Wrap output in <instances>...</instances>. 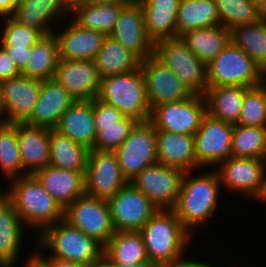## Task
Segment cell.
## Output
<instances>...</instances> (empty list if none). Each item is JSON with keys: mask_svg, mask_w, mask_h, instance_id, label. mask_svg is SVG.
<instances>
[{"mask_svg": "<svg viewBox=\"0 0 266 267\" xmlns=\"http://www.w3.org/2000/svg\"><path fill=\"white\" fill-rule=\"evenodd\" d=\"M125 5L85 3L77 7L72 18L83 28L96 30L110 35Z\"/></svg>", "mask_w": 266, "mask_h": 267, "instance_id": "36", "label": "cell"}, {"mask_svg": "<svg viewBox=\"0 0 266 267\" xmlns=\"http://www.w3.org/2000/svg\"><path fill=\"white\" fill-rule=\"evenodd\" d=\"M137 122L131 117L124 116L116 124L95 125L97 136L92 150L115 151L130 135Z\"/></svg>", "mask_w": 266, "mask_h": 267, "instance_id": "42", "label": "cell"}, {"mask_svg": "<svg viewBox=\"0 0 266 267\" xmlns=\"http://www.w3.org/2000/svg\"><path fill=\"white\" fill-rule=\"evenodd\" d=\"M220 25L215 0H180L176 19L177 37L191 30Z\"/></svg>", "mask_w": 266, "mask_h": 267, "instance_id": "32", "label": "cell"}, {"mask_svg": "<svg viewBox=\"0 0 266 267\" xmlns=\"http://www.w3.org/2000/svg\"><path fill=\"white\" fill-rule=\"evenodd\" d=\"M42 250V252H41ZM39 249L33 252V258L42 266V267H87L76 263H71L69 261L60 260L58 258H52L45 256L43 253L44 249ZM42 253V254H41Z\"/></svg>", "mask_w": 266, "mask_h": 267, "instance_id": "47", "label": "cell"}, {"mask_svg": "<svg viewBox=\"0 0 266 267\" xmlns=\"http://www.w3.org/2000/svg\"><path fill=\"white\" fill-rule=\"evenodd\" d=\"M158 163L192 173L202 167L196 162L194 135L156 130Z\"/></svg>", "mask_w": 266, "mask_h": 267, "instance_id": "25", "label": "cell"}, {"mask_svg": "<svg viewBox=\"0 0 266 267\" xmlns=\"http://www.w3.org/2000/svg\"><path fill=\"white\" fill-rule=\"evenodd\" d=\"M67 22L66 28H62L61 25L60 33L54 32L58 43L59 59L94 60L107 35L100 31L83 28L72 18Z\"/></svg>", "mask_w": 266, "mask_h": 267, "instance_id": "20", "label": "cell"}, {"mask_svg": "<svg viewBox=\"0 0 266 267\" xmlns=\"http://www.w3.org/2000/svg\"><path fill=\"white\" fill-rule=\"evenodd\" d=\"M231 152L234 157L266 159V127L235 124Z\"/></svg>", "mask_w": 266, "mask_h": 267, "instance_id": "38", "label": "cell"}, {"mask_svg": "<svg viewBox=\"0 0 266 267\" xmlns=\"http://www.w3.org/2000/svg\"><path fill=\"white\" fill-rule=\"evenodd\" d=\"M54 79L75 101L95 99L101 83L94 60L59 59Z\"/></svg>", "mask_w": 266, "mask_h": 267, "instance_id": "18", "label": "cell"}, {"mask_svg": "<svg viewBox=\"0 0 266 267\" xmlns=\"http://www.w3.org/2000/svg\"><path fill=\"white\" fill-rule=\"evenodd\" d=\"M110 36L140 60L153 55L154 44L147 35L144 14L138 1L122 9Z\"/></svg>", "mask_w": 266, "mask_h": 267, "instance_id": "19", "label": "cell"}, {"mask_svg": "<svg viewBox=\"0 0 266 267\" xmlns=\"http://www.w3.org/2000/svg\"><path fill=\"white\" fill-rule=\"evenodd\" d=\"M20 0H0V18L13 15Z\"/></svg>", "mask_w": 266, "mask_h": 267, "instance_id": "50", "label": "cell"}, {"mask_svg": "<svg viewBox=\"0 0 266 267\" xmlns=\"http://www.w3.org/2000/svg\"><path fill=\"white\" fill-rule=\"evenodd\" d=\"M49 165L58 169L85 172L89 150L56 130H50Z\"/></svg>", "mask_w": 266, "mask_h": 267, "instance_id": "34", "label": "cell"}, {"mask_svg": "<svg viewBox=\"0 0 266 267\" xmlns=\"http://www.w3.org/2000/svg\"><path fill=\"white\" fill-rule=\"evenodd\" d=\"M207 114L205 97L192 94L178 102L164 103L151 110L150 121L156 130L194 135Z\"/></svg>", "mask_w": 266, "mask_h": 267, "instance_id": "10", "label": "cell"}, {"mask_svg": "<svg viewBox=\"0 0 266 267\" xmlns=\"http://www.w3.org/2000/svg\"><path fill=\"white\" fill-rule=\"evenodd\" d=\"M58 62L57 38L54 33L45 35L32 46V54L21 74L42 81L54 79Z\"/></svg>", "mask_w": 266, "mask_h": 267, "instance_id": "33", "label": "cell"}, {"mask_svg": "<svg viewBox=\"0 0 266 267\" xmlns=\"http://www.w3.org/2000/svg\"><path fill=\"white\" fill-rule=\"evenodd\" d=\"M233 124L210 116L203 117L201 126L194 134L196 162L203 167H213L232 156Z\"/></svg>", "mask_w": 266, "mask_h": 267, "instance_id": "15", "label": "cell"}, {"mask_svg": "<svg viewBox=\"0 0 266 267\" xmlns=\"http://www.w3.org/2000/svg\"><path fill=\"white\" fill-rule=\"evenodd\" d=\"M237 125L266 127V81L245 93Z\"/></svg>", "mask_w": 266, "mask_h": 267, "instance_id": "41", "label": "cell"}, {"mask_svg": "<svg viewBox=\"0 0 266 267\" xmlns=\"http://www.w3.org/2000/svg\"><path fill=\"white\" fill-rule=\"evenodd\" d=\"M220 166V167H219ZM218 173L222 185L231 192L246 195L249 199H258L262 193L266 175V159L231 156L218 164Z\"/></svg>", "mask_w": 266, "mask_h": 267, "instance_id": "13", "label": "cell"}, {"mask_svg": "<svg viewBox=\"0 0 266 267\" xmlns=\"http://www.w3.org/2000/svg\"><path fill=\"white\" fill-rule=\"evenodd\" d=\"M3 30L0 38V46H13V47H32L43 36L40 30L30 28L22 25L10 17L1 18Z\"/></svg>", "mask_w": 266, "mask_h": 267, "instance_id": "43", "label": "cell"}, {"mask_svg": "<svg viewBox=\"0 0 266 267\" xmlns=\"http://www.w3.org/2000/svg\"><path fill=\"white\" fill-rule=\"evenodd\" d=\"M197 175L191 177V171L184 173L178 200L173 208L190 234L215 216L221 198L219 193L222 188L216 170Z\"/></svg>", "mask_w": 266, "mask_h": 267, "instance_id": "2", "label": "cell"}, {"mask_svg": "<svg viewBox=\"0 0 266 267\" xmlns=\"http://www.w3.org/2000/svg\"><path fill=\"white\" fill-rule=\"evenodd\" d=\"M206 71L208 87L243 86L254 88L266 81L263 70L231 41L206 66Z\"/></svg>", "mask_w": 266, "mask_h": 267, "instance_id": "6", "label": "cell"}, {"mask_svg": "<svg viewBox=\"0 0 266 267\" xmlns=\"http://www.w3.org/2000/svg\"><path fill=\"white\" fill-rule=\"evenodd\" d=\"M94 125L116 124L124 115L114 106L108 105L101 100L93 99Z\"/></svg>", "mask_w": 266, "mask_h": 267, "instance_id": "44", "label": "cell"}, {"mask_svg": "<svg viewBox=\"0 0 266 267\" xmlns=\"http://www.w3.org/2000/svg\"><path fill=\"white\" fill-rule=\"evenodd\" d=\"M88 267H154L150 262H141L131 265H122L113 263L104 254L97 260L93 261Z\"/></svg>", "mask_w": 266, "mask_h": 267, "instance_id": "49", "label": "cell"}, {"mask_svg": "<svg viewBox=\"0 0 266 267\" xmlns=\"http://www.w3.org/2000/svg\"><path fill=\"white\" fill-rule=\"evenodd\" d=\"M50 128L17 123L23 176L45 168L50 161Z\"/></svg>", "mask_w": 266, "mask_h": 267, "instance_id": "23", "label": "cell"}, {"mask_svg": "<svg viewBox=\"0 0 266 267\" xmlns=\"http://www.w3.org/2000/svg\"><path fill=\"white\" fill-rule=\"evenodd\" d=\"M150 263L156 267L185 255L191 234L173 209H159L139 230Z\"/></svg>", "mask_w": 266, "mask_h": 267, "instance_id": "3", "label": "cell"}, {"mask_svg": "<svg viewBox=\"0 0 266 267\" xmlns=\"http://www.w3.org/2000/svg\"><path fill=\"white\" fill-rule=\"evenodd\" d=\"M249 89L243 86L208 87L204 94L207 113L223 122L237 124L245 93Z\"/></svg>", "mask_w": 266, "mask_h": 267, "instance_id": "29", "label": "cell"}, {"mask_svg": "<svg viewBox=\"0 0 266 267\" xmlns=\"http://www.w3.org/2000/svg\"><path fill=\"white\" fill-rule=\"evenodd\" d=\"M33 175L63 210L85 194V172L63 170L48 165Z\"/></svg>", "mask_w": 266, "mask_h": 267, "instance_id": "24", "label": "cell"}, {"mask_svg": "<svg viewBox=\"0 0 266 267\" xmlns=\"http://www.w3.org/2000/svg\"><path fill=\"white\" fill-rule=\"evenodd\" d=\"M115 152L128 183L144 168L157 164L156 129L153 123L150 120L137 122Z\"/></svg>", "mask_w": 266, "mask_h": 267, "instance_id": "8", "label": "cell"}, {"mask_svg": "<svg viewBox=\"0 0 266 267\" xmlns=\"http://www.w3.org/2000/svg\"><path fill=\"white\" fill-rule=\"evenodd\" d=\"M127 184L115 151L89 150L85 194L108 200Z\"/></svg>", "mask_w": 266, "mask_h": 267, "instance_id": "14", "label": "cell"}, {"mask_svg": "<svg viewBox=\"0 0 266 267\" xmlns=\"http://www.w3.org/2000/svg\"><path fill=\"white\" fill-rule=\"evenodd\" d=\"M261 20L265 23L266 25V4L261 8Z\"/></svg>", "mask_w": 266, "mask_h": 267, "instance_id": "55", "label": "cell"}, {"mask_svg": "<svg viewBox=\"0 0 266 267\" xmlns=\"http://www.w3.org/2000/svg\"><path fill=\"white\" fill-rule=\"evenodd\" d=\"M104 255L115 264L150 262L139 231H116L104 246Z\"/></svg>", "mask_w": 266, "mask_h": 267, "instance_id": "35", "label": "cell"}, {"mask_svg": "<svg viewBox=\"0 0 266 267\" xmlns=\"http://www.w3.org/2000/svg\"><path fill=\"white\" fill-rule=\"evenodd\" d=\"M116 231H139L158 210L150 200L130 183L108 200Z\"/></svg>", "mask_w": 266, "mask_h": 267, "instance_id": "16", "label": "cell"}, {"mask_svg": "<svg viewBox=\"0 0 266 267\" xmlns=\"http://www.w3.org/2000/svg\"><path fill=\"white\" fill-rule=\"evenodd\" d=\"M258 200L266 202V175L264 179V186L261 195L259 196Z\"/></svg>", "mask_w": 266, "mask_h": 267, "instance_id": "54", "label": "cell"}, {"mask_svg": "<svg viewBox=\"0 0 266 267\" xmlns=\"http://www.w3.org/2000/svg\"><path fill=\"white\" fill-rule=\"evenodd\" d=\"M64 220L105 246L116 232L108 201L84 194L64 210Z\"/></svg>", "mask_w": 266, "mask_h": 267, "instance_id": "9", "label": "cell"}, {"mask_svg": "<svg viewBox=\"0 0 266 267\" xmlns=\"http://www.w3.org/2000/svg\"><path fill=\"white\" fill-rule=\"evenodd\" d=\"M255 3L260 9L266 4V0H251Z\"/></svg>", "mask_w": 266, "mask_h": 267, "instance_id": "56", "label": "cell"}, {"mask_svg": "<svg viewBox=\"0 0 266 267\" xmlns=\"http://www.w3.org/2000/svg\"><path fill=\"white\" fill-rule=\"evenodd\" d=\"M21 72L15 66L12 58L0 46V82L19 76Z\"/></svg>", "mask_w": 266, "mask_h": 267, "instance_id": "46", "label": "cell"}, {"mask_svg": "<svg viewBox=\"0 0 266 267\" xmlns=\"http://www.w3.org/2000/svg\"><path fill=\"white\" fill-rule=\"evenodd\" d=\"M96 98L138 122L150 120L151 107L141 67L102 78Z\"/></svg>", "mask_w": 266, "mask_h": 267, "instance_id": "4", "label": "cell"}, {"mask_svg": "<svg viewBox=\"0 0 266 267\" xmlns=\"http://www.w3.org/2000/svg\"><path fill=\"white\" fill-rule=\"evenodd\" d=\"M38 246L52 252L49 256L89 266L104 254V246L64 219L48 226L38 235Z\"/></svg>", "mask_w": 266, "mask_h": 267, "instance_id": "5", "label": "cell"}, {"mask_svg": "<svg viewBox=\"0 0 266 267\" xmlns=\"http://www.w3.org/2000/svg\"><path fill=\"white\" fill-rule=\"evenodd\" d=\"M58 133L92 150L97 132L94 125L93 100L74 101L63 113L57 126Z\"/></svg>", "mask_w": 266, "mask_h": 267, "instance_id": "26", "label": "cell"}, {"mask_svg": "<svg viewBox=\"0 0 266 267\" xmlns=\"http://www.w3.org/2000/svg\"><path fill=\"white\" fill-rule=\"evenodd\" d=\"M184 171L155 164L144 168L129 183L159 209H173L178 200Z\"/></svg>", "mask_w": 266, "mask_h": 267, "instance_id": "11", "label": "cell"}, {"mask_svg": "<svg viewBox=\"0 0 266 267\" xmlns=\"http://www.w3.org/2000/svg\"><path fill=\"white\" fill-rule=\"evenodd\" d=\"M88 0H62L65 8L72 13L77 7L83 6Z\"/></svg>", "mask_w": 266, "mask_h": 267, "instance_id": "51", "label": "cell"}, {"mask_svg": "<svg viewBox=\"0 0 266 267\" xmlns=\"http://www.w3.org/2000/svg\"><path fill=\"white\" fill-rule=\"evenodd\" d=\"M180 38L207 66L230 42V30L220 24L188 31Z\"/></svg>", "mask_w": 266, "mask_h": 267, "instance_id": "30", "label": "cell"}, {"mask_svg": "<svg viewBox=\"0 0 266 267\" xmlns=\"http://www.w3.org/2000/svg\"><path fill=\"white\" fill-rule=\"evenodd\" d=\"M0 172L9 180L23 176L17 123L0 122Z\"/></svg>", "mask_w": 266, "mask_h": 267, "instance_id": "39", "label": "cell"}, {"mask_svg": "<svg viewBox=\"0 0 266 267\" xmlns=\"http://www.w3.org/2000/svg\"><path fill=\"white\" fill-rule=\"evenodd\" d=\"M94 62L100 78L131 72L140 67L141 60L117 40L107 35Z\"/></svg>", "mask_w": 266, "mask_h": 267, "instance_id": "31", "label": "cell"}, {"mask_svg": "<svg viewBox=\"0 0 266 267\" xmlns=\"http://www.w3.org/2000/svg\"><path fill=\"white\" fill-rule=\"evenodd\" d=\"M42 80L22 74L0 82V122L25 123L38 100Z\"/></svg>", "mask_w": 266, "mask_h": 267, "instance_id": "12", "label": "cell"}, {"mask_svg": "<svg viewBox=\"0 0 266 267\" xmlns=\"http://www.w3.org/2000/svg\"><path fill=\"white\" fill-rule=\"evenodd\" d=\"M14 61L15 66L21 72L27 65L32 54V47L1 46Z\"/></svg>", "mask_w": 266, "mask_h": 267, "instance_id": "45", "label": "cell"}, {"mask_svg": "<svg viewBox=\"0 0 266 267\" xmlns=\"http://www.w3.org/2000/svg\"><path fill=\"white\" fill-rule=\"evenodd\" d=\"M9 182L8 191L0 189V192L14 206L25 227L38 231L39 235L48 226L64 219V210L33 174Z\"/></svg>", "mask_w": 266, "mask_h": 267, "instance_id": "1", "label": "cell"}, {"mask_svg": "<svg viewBox=\"0 0 266 267\" xmlns=\"http://www.w3.org/2000/svg\"><path fill=\"white\" fill-rule=\"evenodd\" d=\"M137 0H88V3H93V4H118V5H129Z\"/></svg>", "mask_w": 266, "mask_h": 267, "instance_id": "52", "label": "cell"}, {"mask_svg": "<svg viewBox=\"0 0 266 267\" xmlns=\"http://www.w3.org/2000/svg\"><path fill=\"white\" fill-rule=\"evenodd\" d=\"M153 55L167 66L192 94L204 96L208 89L206 65L180 37L155 43Z\"/></svg>", "mask_w": 266, "mask_h": 267, "instance_id": "7", "label": "cell"}, {"mask_svg": "<svg viewBox=\"0 0 266 267\" xmlns=\"http://www.w3.org/2000/svg\"><path fill=\"white\" fill-rule=\"evenodd\" d=\"M230 41L251 57L263 72L266 71V25L261 19L232 28Z\"/></svg>", "mask_w": 266, "mask_h": 267, "instance_id": "37", "label": "cell"}, {"mask_svg": "<svg viewBox=\"0 0 266 267\" xmlns=\"http://www.w3.org/2000/svg\"><path fill=\"white\" fill-rule=\"evenodd\" d=\"M208 263V264H207ZM204 261H195V259H186V257L183 255L182 257L178 258L177 260H174L172 262L161 264L156 267H215L212 264L210 265L209 262Z\"/></svg>", "mask_w": 266, "mask_h": 267, "instance_id": "48", "label": "cell"}, {"mask_svg": "<svg viewBox=\"0 0 266 267\" xmlns=\"http://www.w3.org/2000/svg\"><path fill=\"white\" fill-rule=\"evenodd\" d=\"M220 24L231 30L261 19V9L251 0H215Z\"/></svg>", "mask_w": 266, "mask_h": 267, "instance_id": "40", "label": "cell"}, {"mask_svg": "<svg viewBox=\"0 0 266 267\" xmlns=\"http://www.w3.org/2000/svg\"><path fill=\"white\" fill-rule=\"evenodd\" d=\"M70 16L62 0H20L11 17L22 25L49 35L56 32L53 28H58L59 20Z\"/></svg>", "mask_w": 266, "mask_h": 267, "instance_id": "22", "label": "cell"}, {"mask_svg": "<svg viewBox=\"0 0 266 267\" xmlns=\"http://www.w3.org/2000/svg\"><path fill=\"white\" fill-rule=\"evenodd\" d=\"M26 265L24 264L25 267H42L34 258H33V253L30 254L28 259H26Z\"/></svg>", "mask_w": 266, "mask_h": 267, "instance_id": "53", "label": "cell"}, {"mask_svg": "<svg viewBox=\"0 0 266 267\" xmlns=\"http://www.w3.org/2000/svg\"><path fill=\"white\" fill-rule=\"evenodd\" d=\"M144 14L147 35L153 44L177 38L176 19L180 0H137Z\"/></svg>", "mask_w": 266, "mask_h": 267, "instance_id": "28", "label": "cell"}, {"mask_svg": "<svg viewBox=\"0 0 266 267\" xmlns=\"http://www.w3.org/2000/svg\"><path fill=\"white\" fill-rule=\"evenodd\" d=\"M74 101L69 92L55 79L42 81L34 110L25 123L54 129Z\"/></svg>", "mask_w": 266, "mask_h": 267, "instance_id": "21", "label": "cell"}, {"mask_svg": "<svg viewBox=\"0 0 266 267\" xmlns=\"http://www.w3.org/2000/svg\"><path fill=\"white\" fill-rule=\"evenodd\" d=\"M140 67L151 110L159 104L182 101L192 95L179 78L154 55L141 60Z\"/></svg>", "mask_w": 266, "mask_h": 267, "instance_id": "17", "label": "cell"}, {"mask_svg": "<svg viewBox=\"0 0 266 267\" xmlns=\"http://www.w3.org/2000/svg\"><path fill=\"white\" fill-rule=\"evenodd\" d=\"M25 225L14 206L0 192V265L16 267ZM18 262V263H17Z\"/></svg>", "mask_w": 266, "mask_h": 267, "instance_id": "27", "label": "cell"}]
</instances>
